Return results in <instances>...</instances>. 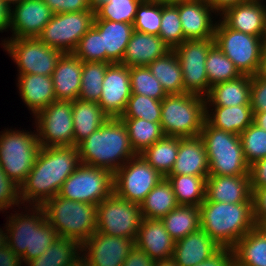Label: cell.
<instances>
[{
  "mask_svg": "<svg viewBox=\"0 0 266 266\" xmlns=\"http://www.w3.org/2000/svg\"><path fill=\"white\" fill-rule=\"evenodd\" d=\"M80 164L77 146L41 147L33 168L19 187L21 205L42 206L58 195Z\"/></svg>",
  "mask_w": 266,
  "mask_h": 266,
  "instance_id": "cell-1",
  "label": "cell"
},
{
  "mask_svg": "<svg viewBox=\"0 0 266 266\" xmlns=\"http://www.w3.org/2000/svg\"><path fill=\"white\" fill-rule=\"evenodd\" d=\"M82 164L107 169L113 174L136 156L126 126L119 117L104 124L77 145Z\"/></svg>",
  "mask_w": 266,
  "mask_h": 266,
  "instance_id": "cell-2",
  "label": "cell"
},
{
  "mask_svg": "<svg viewBox=\"0 0 266 266\" xmlns=\"http://www.w3.org/2000/svg\"><path fill=\"white\" fill-rule=\"evenodd\" d=\"M256 226L253 201L233 204L205 198L200 205V227L220 247L233 248Z\"/></svg>",
  "mask_w": 266,
  "mask_h": 266,
  "instance_id": "cell-3",
  "label": "cell"
},
{
  "mask_svg": "<svg viewBox=\"0 0 266 266\" xmlns=\"http://www.w3.org/2000/svg\"><path fill=\"white\" fill-rule=\"evenodd\" d=\"M42 208L59 237L75 240L82 245L96 231L97 205L56 195L47 200Z\"/></svg>",
  "mask_w": 266,
  "mask_h": 266,
  "instance_id": "cell-4",
  "label": "cell"
},
{
  "mask_svg": "<svg viewBox=\"0 0 266 266\" xmlns=\"http://www.w3.org/2000/svg\"><path fill=\"white\" fill-rule=\"evenodd\" d=\"M205 116L204 96L193 93L168 94L162 100L160 124L166 136H199Z\"/></svg>",
  "mask_w": 266,
  "mask_h": 266,
  "instance_id": "cell-5",
  "label": "cell"
},
{
  "mask_svg": "<svg viewBox=\"0 0 266 266\" xmlns=\"http://www.w3.org/2000/svg\"><path fill=\"white\" fill-rule=\"evenodd\" d=\"M199 136L205 145L209 175H249L239 135L212 127L205 120Z\"/></svg>",
  "mask_w": 266,
  "mask_h": 266,
  "instance_id": "cell-6",
  "label": "cell"
},
{
  "mask_svg": "<svg viewBox=\"0 0 266 266\" xmlns=\"http://www.w3.org/2000/svg\"><path fill=\"white\" fill-rule=\"evenodd\" d=\"M34 132L5 129L0 134V167L19 187L33 168L41 148Z\"/></svg>",
  "mask_w": 266,
  "mask_h": 266,
  "instance_id": "cell-7",
  "label": "cell"
},
{
  "mask_svg": "<svg viewBox=\"0 0 266 266\" xmlns=\"http://www.w3.org/2000/svg\"><path fill=\"white\" fill-rule=\"evenodd\" d=\"M214 43L234 63L241 74L256 75L264 47L263 38L235 31L218 20Z\"/></svg>",
  "mask_w": 266,
  "mask_h": 266,
  "instance_id": "cell-8",
  "label": "cell"
},
{
  "mask_svg": "<svg viewBox=\"0 0 266 266\" xmlns=\"http://www.w3.org/2000/svg\"><path fill=\"white\" fill-rule=\"evenodd\" d=\"M114 193V174L107 169L80 164L65 180L58 196L98 205Z\"/></svg>",
  "mask_w": 266,
  "mask_h": 266,
  "instance_id": "cell-9",
  "label": "cell"
},
{
  "mask_svg": "<svg viewBox=\"0 0 266 266\" xmlns=\"http://www.w3.org/2000/svg\"><path fill=\"white\" fill-rule=\"evenodd\" d=\"M7 39V40H6ZM3 48L18 67V75L52 76L62 52L38 38H5Z\"/></svg>",
  "mask_w": 266,
  "mask_h": 266,
  "instance_id": "cell-10",
  "label": "cell"
},
{
  "mask_svg": "<svg viewBox=\"0 0 266 266\" xmlns=\"http://www.w3.org/2000/svg\"><path fill=\"white\" fill-rule=\"evenodd\" d=\"M96 217L97 232L136 240L142 220L139 204L113 193L97 205Z\"/></svg>",
  "mask_w": 266,
  "mask_h": 266,
  "instance_id": "cell-11",
  "label": "cell"
},
{
  "mask_svg": "<svg viewBox=\"0 0 266 266\" xmlns=\"http://www.w3.org/2000/svg\"><path fill=\"white\" fill-rule=\"evenodd\" d=\"M94 18L92 10L53 14L37 38L62 53H73L81 37L93 26Z\"/></svg>",
  "mask_w": 266,
  "mask_h": 266,
  "instance_id": "cell-12",
  "label": "cell"
},
{
  "mask_svg": "<svg viewBox=\"0 0 266 266\" xmlns=\"http://www.w3.org/2000/svg\"><path fill=\"white\" fill-rule=\"evenodd\" d=\"M41 147L74 146L72 101H54L35 115Z\"/></svg>",
  "mask_w": 266,
  "mask_h": 266,
  "instance_id": "cell-13",
  "label": "cell"
},
{
  "mask_svg": "<svg viewBox=\"0 0 266 266\" xmlns=\"http://www.w3.org/2000/svg\"><path fill=\"white\" fill-rule=\"evenodd\" d=\"M163 177L137 154L114 173V193L140 205Z\"/></svg>",
  "mask_w": 266,
  "mask_h": 266,
  "instance_id": "cell-14",
  "label": "cell"
},
{
  "mask_svg": "<svg viewBox=\"0 0 266 266\" xmlns=\"http://www.w3.org/2000/svg\"><path fill=\"white\" fill-rule=\"evenodd\" d=\"M214 44V39L185 40L173 49L181 65L184 93L204 97L209 93L205 62L209 49Z\"/></svg>",
  "mask_w": 266,
  "mask_h": 266,
  "instance_id": "cell-15",
  "label": "cell"
},
{
  "mask_svg": "<svg viewBox=\"0 0 266 266\" xmlns=\"http://www.w3.org/2000/svg\"><path fill=\"white\" fill-rule=\"evenodd\" d=\"M135 246L133 238L110 236L95 231L81 245V259L88 266H123Z\"/></svg>",
  "mask_w": 266,
  "mask_h": 266,
  "instance_id": "cell-16",
  "label": "cell"
},
{
  "mask_svg": "<svg viewBox=\"0 0 266 266\" xmlns=\"http://www.w3.org/2000/svg\"><path fill=\"white\" fill-rule=\"evenodd\" d=\"M130 96L129 67L121 63H111L105 72L98 105L110 118L120 117Z\"/></svg>",
  "mask_w": 266,
  "mask_h": 266,
  "instance_id": "cell-17",
  "label": "cell"
},
{
  "mask_svg": "<svg viewBox=\"0 0 266 266\" xmlns=\"http://www.w3.org/2000/svg\"><path fill=\"white\" fill-rule=\"evenodd\" d=\"M12 7L10 38H37L53 16L43 0H23Z\"/></svg>",
  "mask_w": 266,
  "mask_h": 266,
  "instance_id": "cell-18",
  "label": "cell"
},
{
  "mask_svg": "<svg viewBox=\"0 0 266 266\" xmlns=\"http://www.w3.org/2000/svg\"><path fill=\"white\" fill-rule=\"evenodd\" d=\"M178 8L185 40L214 39L217 22L214 15L219 16L207 0H186L173 3Z\"/></svg>",
  "mask_w": 266,
  "mask_h": 266,
  "instance_id": "cell-19",
  "label": "cell"
},
{
  "mask_svg": "<svg viewBox=\"0 0 266 266\" xmlns=\"http://www.w3.org/2000/svg\"><path fill=\"white\" fill-rule=\"evenodd\" d=\"M264 0H249L224 10L220 20L235 31L263 37L266 17Z\"/></svg>",
  "mask_w": 266,
  "mask_h": 266,
  "instance_id": "cell-20",
  "label": "cell"
},
{
  "mask_svg": "<svg viewBox=\"0 0 266 266\" xmlns=\"http://www.w3.org/2000/svg\"><path fill=\"white\" fill-rule=\"evenodd\" d=\"M135 244L154 261H162L172 259L175 240L161 219L142 218Z\"/></svg>",
  "mask_w": 266,
  "mask_h": 266,
  "instance_id": "cell-21",
  "label": "cell"
},
{
  "mask_svg": "<svg viewBox=\"0 0 266 266\" xmlns=\"http://www.w3.org/2000/svg\"><path fill=\"white\" fill-rule=\"evenodd\" d=\"M83 61L74 53H62L52 74L57 101L78 99L81 89Z\"/></svg>",
  "mask_w": 266,
  "mask_h": 266,
  "instance_id": "cell-22",
  "label": "cell"
},
{
  "mask_svg": "<svg viewBox=\"0 0 266 266\" xmlns=\"http://www.w3.org/2000/svg\"><path fill=\"white\" fill-rule=\"evenodd\" d=\"M249 175H209L206 179V199L211 202L243 203L253 201Z\"/></svg>",
  "mask_w": 266,
  "mask_h": 266,
  "instance_id": "cell-23",
  "label": "cell"
},
{
  "mask_svg": "<svg viewBox=\"0 0 266 266\" xmlns=\"http://www.w3.org/2000/svg\"><path fill=\"white\" fill-rule=\"evenodd\" d=\"M169 175L209 176L208 157L200 136L179 137L178 155Z\"/></svg>",
  "mask_w": 266,
  "mask_h": 266,
  "instance_id": "cell-24",
  "label": "cell"
},
{
  "mask_svg": "<svg viewBox=\"0 0 266 266\" xmlns=\"http://www.w3.org/2000/svg\"><path fill=\"white\" fill-rule=\"evenodd\" d=\"M220 246L201 228L175 241L172 260L178 266H194L213 255Z\"/></svg>",
  "mask_w": 266,
  "mask_h": 266,
  "instance_id": "cell-25",
  "label": "cell"
},
{
  "mask_svg": "<svg viewBox=\"0 0 266 266\" xmlns=\"http://www.w3.org/2000/svg\"><path fill=\"white\" fill-rule=\"evenodd\" d=\"M171 49L158 35L134 30L124 53L121 64L126 66H148L155 59L164 56Z\"/></svg>",
  "mask_w": 266,
  "mask_h": 266,
  "instance_id": "cell-26",
  "label": "cell"
},
{
  "mask_svg": "<svg viewBox=\"0 0 266 266\" xmlns=\"http://www.w3.org/2000/svg\"><path fill=\"white\" fill-rule=\"evenodd\" d=\"M17 87L26 107L33 116L46 108L51 102L57 101L52 76L25 74L17 75Z\"/></svg>",
  "mask_w": 266,
  "mask_h": 266,
  "instance_id": "cell-27",
  "label": "cell"
},
{
  "mask_svg": "<svg viewBox=\"0 0 266 266\" xmlns=\"http://www.w3.org/2000/svg\"><path fill=\"white\" fill-rule=\"evenodd\" d=\"M93 27L102 35L106 63H121L127 44L134 32L133 24L94 19Z\"/></svg>",
  "mask_w": 266,
  "mask_h": 266,
  "instance_id": "cell-28",
  "label": "cell"
},
{
  "mask_svg": "<svg viewBox=\"0 0 266 266\" xmlns=\"http://www.w3.org/2000/svg\"><path fill=\"white\" fill-rule=\"evenodd\" d=\"M253 118L251 105L206 106L205 120L212 127L232 134L240 135L253 123Z\"/></svg>",
  "mask_w": 266,
  "mask_h": 266,
  "instance_id": "cell-29",
  "label": "cell"
},
{
  "mask_svg": "<svg viewBox=\"0 0 266 266\" xmlns=\"http://www.w3.org/2000/svg\"><path fill=\"white\" fill-rule=\"evenodd\" d=\"M251 76H241L213 85L205 96L206 106L250 105Z\"/></svg>",
  "mask_w": 266,
  "mask_h": 266,
  "instance_id": "cell-30",
  "label": "cell"
},
{
  "mask_svg": "<svg viewBox=\"0 0 266 266\" xmlns=\"http://www.w3.org/2000/svg\"><path fill=\"white\" fill-rule=\"evenodd\" d=\"M74 146L85 140L110 118L95 101H72Z\"/></svg>",
  "mask_w": 266,
  "mask_h": 266,
  "instance_id": "cell-31",
  "label": "cell"
},
{
  "mask_svg": "<svg viewBox=\"0 0 266 266\" xmlns=\"http://www.w3.org/2000/svg\"><path fill=\"white\" fill-rule=\"evenodd\" d=\"M235 262L243 266H266V231L256 226L232 248Z\"/></svg>",
  "mask_w": 266,
  "mask_h": 266,
  "instance_id": "cell-32",
  "label": "cell"
},
{
  "mask_svg": "<svg viewBox=\"0 0 266 266\" xmlns=\"http://www.w3.org/2000/svg\"><path fill=\"white\" fill-rule=\"evenodd\" d=\"M178 205L171 182L163 177L140 203V211L142 218L161 219Z\"/></svg>",
  "mask_w": 266,
  "mask_h": 266,
  "instance_id": "cell-33",
  "label": "cell"
},
{
  "mask_svg": "<svg viewBox=\"0 0 266 266\" xmlns=\"http://www.w3.org/2000/svg\"><path fill=\"white\" fill-rule=\"evenodd\" d=\"M58 237L57 232L47 221L42 206L31 205L30 250L25 252V264L44 254Z\"/></svg>",
  "mask_w": 266,
  "mask_h": 266,
  "instance_id": "cell-34",
  "label": "cell"
},
{
  "mask_svg": "<svg viewBox=\"0 0 266 266\" xmlns=\"http://www.w3.org/2000/svg\"><path fill=\"white\" fill-rule=\"evenodd\" d=\"M161 83L167 94L184 93L183 75L180 62L174 50L155 59L147 66Z\"/></svg>",
  "mask_w": 266,
  "mask_h": 266,
  "instance_id": "cell-35",
  "label": "cell"
},
{
  "mask_svg": "<svg viewBox=\"0 0 266 266\" xmlns=\"http://www.w3.org/2000/svg\"><path fill=\"white\" fill-rule=\"evenodd\" d=\"M81 259V245L72 239L58 237L37 258L28 261L25 266H73Z\"/></svg>",
  "mask_w": 266,
  "mask_h": 266,
  "instance_id": "cell-36",
  "label": "cell"
},
{
  "mask_svg": "<svg viewBox=\"0 0 266 266\" xmlns=\"http://www.w3.org/2000/svg\"><path fill=\"white\" fill-rule=\"evenodd\" d=\"M161 220L170 236L176 241L201 228L200 207L178 205Z\"/></svg>",
  "mask_w": 266,
  "mask_h": 266,
  "instance_id": "cell-37",
  "label": "cell"
},
{
  "mask_svg": "<svg viewBox=\"0 0 266 266\" xmlns=\"http://www.w3.org/2000/svg\"><path fill=\"white\" fill-rule=\"evenodd\" d=\"M178 148L179 137L164 135L140 155L162 176L167 177L174 167Z\"/></svg>",
  "mask_w": 266,
  "mask_h": 266,
  "instance_id": "cell-38",
  "label": "cell"
},
{
  "mask_svg": "<svg viewBox=\"0 0 266 266\" xmlns=\"http://www.w3.org/2000/svg\"><path fill=\"white\" fill-rule=\"evenodd\" d=\"M31 206L25 205L26 214L11 213L6 222L7 245L22 259L25 263V252L30 250L31 239ZM28 210V211H27Z\"/></svg>",
  "mask_w": 266,
  "mask_h": 266,
  "instance_id": "cell-39",
  "label": "cell"
},
{
  "mask_svg": "<svg viewBox=\"0 0 266 266\" xmlns=\"http://www.w3.org/2000/svg\"><path fill=\"white\" fill-rule=\"evenodd\" d=\"M208 176L168 175L174 195L179 205L198 206L206 198V179Z\"/></svg>",
  "mask_w": 266,
  "mask_h": 266,
  "instance_id": "cell-40",
  "label": "cell"
},
{
  "mask_svg": "<svg viewBox=\"0 0 266 266\" xmlns=\"http://www.w3.org/2000/svg\"><path fill=\"white\" fill-rule=\"evenodd\" d=\"M120 119L126 126L130 144L136 154H141L164 136L160 122H149L143 118Z\"/></svg>",
  "mask_w": 266,
  "mask_h": 266,
  "instance_id": "cell-41",
  "label": "cell"
},
{
  "mask_svg": "<svg viewBox=\"0 0 266 266\" xmlns=\"http://www.w3.org/2000/svg\"><path fill=\"white\" fill-rule=\"evenodd\" d=\"M205 68L210 88L218 83L235 79L242 74L234 63L214 44L206 57Z\"/></svg>",
  "mask_w": 266,
  "mask_h": 266,
  "instance_id": "cell-42",
  "label": "cell"
},
{
  "mask_svg": "<svg viewBox=\"0 0 266 266\" xmlns=\"http://www.w3.org/2000/svg\"><path fill=\"white\" fill-rule=\"evenodd\" d=\"M109 65L110 63L97 61L83 62L81 89L78 99L95 102L100 100L102 83Z\"/></svg>",
  "mask_w": 266,
  "mask_h": 266,
  "instance_id": "cell-43",
  "label": "cell"
},
{
  "mask_svg": "<svg viewBox=\"0 0 266 266\" xmlns=\"http://www.w3.org/2000/svg\"><path fill=\"white\" fill-rule=\"evenodd\" d=\"M159 37L171 50L185 41L178 8L173 3L161 2Z\"/></svg>",
  "mask_w": 266,
  "mask_h": 266,
  "instance_id": "cell-44",
  "label": "cell"
},
{
  "mask_svg": "<svg viewBox=\"0 0 266 266\" xmlns=\"http://www.w3.org/2000/svg\"><path fill=\"white\" fill-rule=\"evenodd\" d=\"M131 94H140L162 101L168 94L147 66L130 67Z\"/></svg>",
  "mask_w": 266,
  "mask_h": 266,
  "instance_id": "cell-45",
  "label": "cell"
},
{
  "mask_svg": "<svg viewBox=\"0 0 266 266\" xmlns=\"http://www.w3.org/2000/svg\"><path fill=\"white\" fill-rule=\"evenodd\" d=\"M161 104L160 100L140 94H131L119 118H143L149 122H160Z\"/></svg>",
  "mask_w": 266,
  "mask_h": 266,
  "instance_id": "cell-46",
  "label": "cell"
},
{
  "mask_svg": "<svg viewBox=\"0 0 266 266\" xmlns=\"http://www.w3.org/2000/svg\"><path fill=\"white\" fill-rule=\"evenodd\" d=\"M143 0H110L95 11L94 19L133 24L137 8Z\"/></svg>",
  "mask_w": 266,
  "mask_h": 266,
  "instance_id": "cell-47",
  "label": "cell"
},
{
  "mask_svg": "<svg viewBox=\"0 0 266 266\" xmlns=\"http://www.w3.org/2000/svg\"><path fill=\"white\" fill-rule=\"evenodd\" d=\"M161 1L143 0L137 8L133 28L136 31L159 36Z\"/></svg>",
  "mask_w": 266,
  "mask_h": 266,
  "instance_id": "cell-48",
  "label": "cell"
},
{
  "mask_svg": "<svg viewBox=\"0 0 266 266\" xmlns=\"http://www.w3.org/2000/svg\"><path fill=\"white\" fill-rule=\"evenodd\" d=\"M239 136L249 166L266 157V130L252 123Z\"/></svg>",
  "mask_w": 266,
  "mask_h": 266,
  "instance_id": "cell-49",
  "label": "cell"
},
{
  "mask_svg": "<svg viewBox=\"0 0 266 266\" xmlns=\"http://www.w3.org/2000/svg\"><path fill=\"white\" fill-rule=\"evenodd\" d=\"M73 53L83 62L106 63V51H103L102 35L93 26L81 37Z\"/></svg>",
  "mask_w": 266,
  "mask_h": 266,
  "instance_id": "cell-50",
  "label": "cell"
},
{
  "mask_svg": "<svg viewBox=\"0 0 266 266\" xmlns=\"http://www.w3.org/2000/svg\"><path fill=\"white\" fill-rule=\"evenodd\" d=\"M15 205L16 207L21 205L19 186L9 179L0 167V211L5 212Z\"/></svg>",
  "mask_w": 266,
  "mask_h": 266,
  "instance_id": "cell-51",
  "label": "cell"
},
{
  "mask_svg": "<svg viewBox=\"0 0 266 266\" xmlns=\"http://www.w3.org/2000/svg\"><path fill=\"white\" fill-rule=\"evenodd\" d=\"M250 105L253 112H266V80L251 76Z\"/></svg>",
  "mask_w": 266,
  "mask_h": 266,
  "instance_id": "cell-52",
  "label": "cell"
},
{
  "mask_svg": "<svg viewBox=\"0 0 266 266\" xmlns=\"http://www.w3.org/2000/svg\"><path fill=\"white\" fill-rule=\"evenodd\" d=\"M53 14L91 10L89 0H43Z\"/></svg>",
  "mask_w": 266,
  "mask_h": 266,
  "instance_id": "cell-53",
  "label": "cell"
},
{
  "mask_svg": "<svg viewBox=\"0 0 266 266\" xmlns=\"http://www.w3.org/2000/svg\"><path fill=\"white\" fill-rule=\"evenodd\" d=\"M249 180L252 194L262 187H266V157L249 166Z\"/></svg>",
  "mask_w": 266,
  "mask_h": 266,
  "instance_id": "cell-54",
  "label": "cell"
},
{
  "mask_svg": "<svg viewBox=\"0 0 266 266\" xmlns=\"http://www.w3.org/2000/svg\"><path fill=\"white\" fill-rule=\"evenodd\" d=\"M235 255L232 248L220 247L213 255L194 266H233Z\"/></svg>",
  "mask_w": 266,
  "mask_h": 266,
  "instance_id": "cell-55",
  "label": "cell"
},
{
  "mask_svg": "<svg viewBox=\"0 0 266 266\" xmlns=\"http://www.w3.org/2000/svg\"><path fill=\"white\" fill-rule=\"evenodd\" d=\"M252 197L255 223L262 227L266 223V187L257 189Z\"/></svg>",
  "mask_w": 266,
  "mask_h": 266,
  "instance_id": "cell-56",
  "label": "cell"
},
{
  "mask_svg": "<svg viewBox=\"0 0 266 266\" xmlns=\"http://www.w3.org/2000/svg\"><path fill=\"white\" fill-rule=\"evenodd\" d=\"M155 261L136 246L126 257L123 266H154Z\"/></svg>",
  "mask_w": 266,
  "mask_h": 266,
  "instance_id": "cell-57",
  "label": "cell"
},
{
  "mask_svg": "<svg viewBox=\"0 0 266 266\" xmlns=\"http://www.w3.org/2000/svg\"><path fill=\"white\" fill-rule=\"evenodd\" d=\"M24 266L22 259L6 244L0 248V266Z\"/></svg>",
  "mask_w": 266,
  "mask_h": 266,
  "instance_id": "cell-58",
  "label": "cell"
},
{
  "mask_svg": "<svg viewBox=\"0 0 266 266\" xmlns=\"http://www.w3.org/2000/svg\"><path fill=\"white\" fill-rule=\"evenodd\" d=\"M247 1L249 0H207L218 15L231 6Z\"/></svg>",
  "mask_w": 266,
  "mask_h": 266,
  "instance_id": "cell-59",
  "label": "cell"
},
{
  "mask_svg": "<svg viewBox=\"0 0 266 266\" xmlns=\"http://www.w3.org/2000/svg\"><path fill=\"white\" fill-rule=\"evenodd\" d=\"M10 12L11 7L3 0H0V33L6 30L8 31L10 27Z\"/></svg>",
  "mask_w": 266,
  "mask_h": 266,
  "instance_id": "cell-60",
  "label": "cell"
},
{
  "mask_svg": "<svg viewBox=\"0 0 266 266\" xmlns=\"http://www.w3.org/2000/svg\"><path fill=\"white\" fill-rule=\"evenodd\" d=\"M256 76L260 77L261 79L266 80V44H264L261 60L259 64L258 71L256 73Z\"/></svg>",
  "mask_w": 266,
  "mask_h": 266,
  "instance_id": "cell-61",
  "label": "cell"
},
{
  "mask_svg": "<svg viewBox=\"0 0 266 266\" xmlns=\"http://www.w3.org/2000/svg\"><path fill=\"white\" fill-rule=\"evenodd\" d=\"M253 123L261 129L266 130V112H253Z\"/></svg>",
  "mask_w": 266,
  "mask_h": 266,
  "instance_id": "cell-62",
  "label": "cell"
},
{
  "mask_svg": "<svg viewBox=\"0 0 266 266\" xmlns=\"http://www.w3.org/2000/svg\"><path fill=\"white\" fill-rule=\"evenodd\" d=\"M109 1L110 0H89L90 9L95 12L98 8Z\"/></svg>",
  "mask_w": 266,
  "mask_h": 266,
  "instance_id": "cell-63",
  "label": "cell"
},
{
  "mask_svg": "<svg viewBox=\"0 0 266 266\" xmlns=\"http://www.w3.org/2000/svg\"><path fill=\"white\" fill-rule=\"evenodd\" d=\"M5 232H7L6 225H5V231L4 229L2 230V228H0V248H2L7 244V233Z\"/></svg>",
  "mask_w": 266,
  "mask_h": 266,
  "instance_id": "cell-64",
  "label": "cell"
},
{
  "mask_svg": "<svg viewBox=\"0 0 266 266\" xmlns=\"http://www.w3.org/2000/svg\"><path fill=\"white\" fill-rule=\"evenodd\" d=\"M154 266H178L172 259L155 261Z\"/></svg>",
  "mask_w": 266,
  "mask_h": 266,
  "instance_id": "cell-65",
  "label": "cell"
},
{
  "mask_svg": "<svg viewBox=\"0 0 266 266\" xmlns=\"http://www.w3.org/2000/svg\"><path fill=\"white\" fill-rule=\"evenodd\" d=\"M9 7H12V5L18 4L23 0H3Z\"/></svg>",
  "mask_w": 266,
  "mask_h": 266,
  "instance_id": "cell-66",
  "label": "cell"
},
{
  "mask_svg": "<svg viewBox=\"0 0 266 266\" xmlns=\"http://www.w3.org/2000/svg\"><path fill=\"white\" fill-rule=\"evenodd\" d=\"M73 266H88L82 259H79Z\"/></svg>",
  "mask_w": 266,
  "mask_h": 266,
  "instance_id": "cell-67",
  "label": "cell"
},
{
  "mask_svg": "<svg viewBox=\"0 0 266 266\" xmlns=\"http://www.w3.org/2000/svg\"><path fill=\"white\" fill-rule=\"evenodd\" d=\"M163 3H174V2H177V1H186V0H159Z\"/></svg>",
  "mask_w": 266,
  "mask_h": 266,
  "instance_id": "cell-68",
  "label": "cell"
},
{
  "mask_svg": "<svg viewBox=\"0 0 266 266\" xmlns=\"http://www.w3.org/2000/svg\"><path fill=\"white\" fill-rule=\"evenodd\" d=\"M263 41H264V44H266V17H265V28H264V34H263Z\"/></svg>",
  "mask_w": 266,
  "mask_h": 266,
  "instance_id": "cell-69",
  "label": "cell"
},
{
  "mask_svg": "<svg viewBox=\"0 0 266 266\" xmlns=\"http://www.w3.org/2000/svg\"><path fill=\"white\" fill-rule=\"evenodd\" d=\"M262 228L266 231V223L262 226Z\"/></svg>",
  "mask_w": 266,
  "mask_h": 266,
  "instance_id": "cell-70",
  "label": "cell"
},
{
  "mask_svg": "<svg viewBox=\"0 0 266 266\" xmlns=\"http://www.w3.org/2000/svg\"><path fill=\"white\" fill-rule=\"evenodd\" d=\"M233 266H243V265H238L236 262H234Z\"/></svg>",
  "mask_w": 266,
  "mask_h": 266,
  "instance_id": "cell-71",
  "label": "cell"
}]
</instances>
